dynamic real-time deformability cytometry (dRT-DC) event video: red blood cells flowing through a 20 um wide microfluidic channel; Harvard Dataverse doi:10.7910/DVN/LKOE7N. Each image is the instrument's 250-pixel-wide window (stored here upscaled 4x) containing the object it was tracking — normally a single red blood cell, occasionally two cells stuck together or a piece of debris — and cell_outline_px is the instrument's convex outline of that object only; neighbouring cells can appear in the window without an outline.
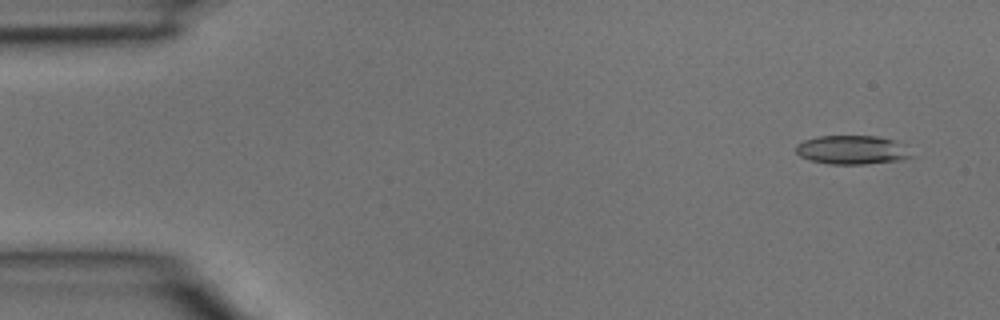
{"species": "common noctule bat (a hibernating species)", "species_latin": "Nyctalus noctula", "temperature_condition": "room temperature", "stored_images_in_passage": 3, "camera_frame_rate_fps": 3000, "um_per_image_px": 0.085, "animal": {"sex": "male", "body_mass_g": 15.6}, "frame": {"image": 1, "passage_image": 1, "time_ms": 0.0, "image_size_px": [1000, 320], "cell_outline_px": [[912, 156], [904, 160], [864, 164], [828, 164], [808, 160], [800, 156], [796, 152], [796, 144], [804, 140], [816, 136], [876, 136], [896, 140]], "centroid_in_image_um": [72.37, 12.74], "position_along_channel_um": 12.6, "area_um2": 19.42}}